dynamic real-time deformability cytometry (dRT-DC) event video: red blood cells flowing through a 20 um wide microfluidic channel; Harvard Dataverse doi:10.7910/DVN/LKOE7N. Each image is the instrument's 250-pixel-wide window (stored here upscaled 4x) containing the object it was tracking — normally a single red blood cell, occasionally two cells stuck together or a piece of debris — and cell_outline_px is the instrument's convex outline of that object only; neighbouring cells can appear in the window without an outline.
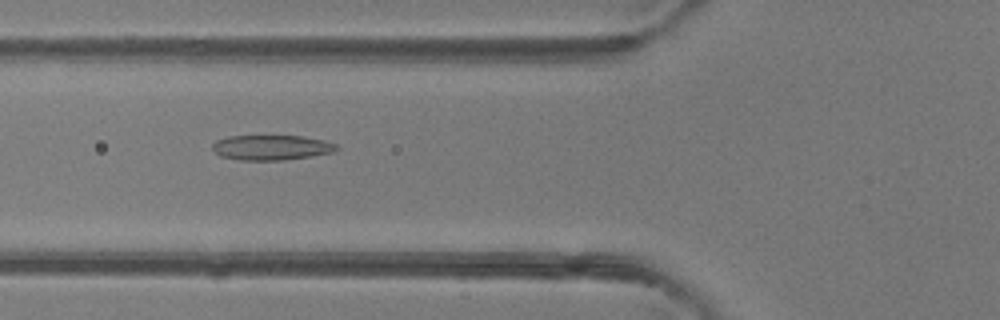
{"species": "common noctule bat (a hibernating species)", "species_latin": "Nyctalus noctula", "temperature_condition": "room temperature", "stored_images_in_passage": 40, "camera_frame_rate_fps": 3000, "um_per_image_px": 0.085, "animal": {"sex": "female"}, "frame": {"image": 1, "passage_image": 9, "time_ms": 2.667, "image_size_px": [1000, 320], "cell_outline_px": [[340, 148], [332, 152], [312, 156], [284, 160], [240, 160], [220, 156], [212, 148], [212, 144], [216, 140], [228, 136], [304, 136], [324, 140], [336, 144]], "centroid_in_image_um": [23.08, 12.54], "position_along_channel_um": 102.7, "area_um2": 18.15}}
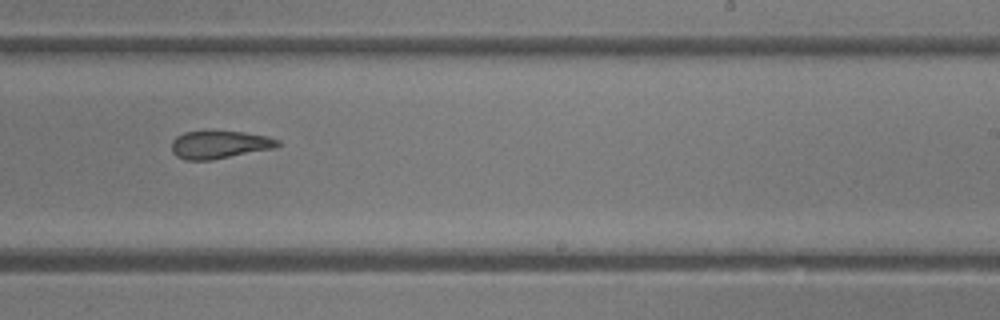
{"frame": {"image": 2, "passage_image": 21, "time_ms": 6.667, "image_size_px": [1000, 320], "cell_outline_px": [[280, 144], [276, 148], [212, 160], [184, 160], [176, 156], [172, 152], [172, 140], [176, 136], [184, 132], [212, 128], [244, 132], [268, 136], [280, 140]], "centroid_in_image_um": [18.65, 12.25], "position_along_channel_um": 270.4, "area_um2": 18.09}}
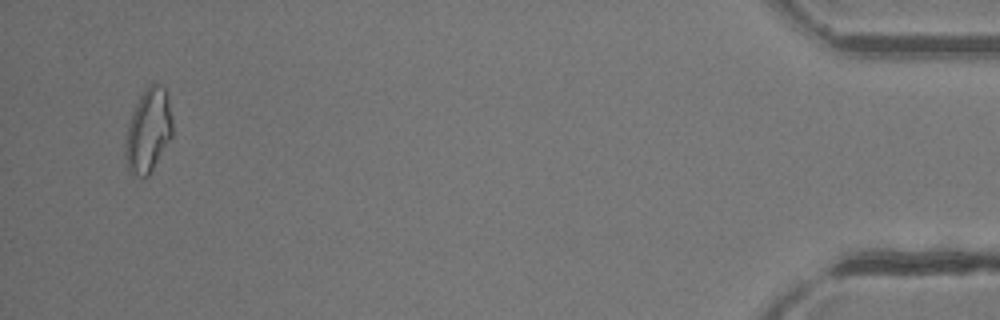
{"frame": {"image": 3, "passage_image": 38, "time_ms": 12.333, "image_size_px": [1000, 320], "cell_outline_px": [[172, 136], [148, 176], [132, 176], [128, 172], [124, 156], [124, 140], [128, 124], [132, 112], [140, 96], [148, 84], [156, 84], [164, 88], [168, 92], [172, 120]], "centroid_in_image_um": [12.58, 11.12], "position_along_channel_um": 422.6, "area_um2": 23.24}, "authors_computed_cell_mechanics": {"area_um2": 18.785, "velocity_mm_per_s": 4.1765, "shape_relaxation_time_tau1_ms": null, "shape_relaxation_time_tau2_ms": 2.1245, "deformation_change_tau1": null, "deformation_change_tau2": 0.1051}}